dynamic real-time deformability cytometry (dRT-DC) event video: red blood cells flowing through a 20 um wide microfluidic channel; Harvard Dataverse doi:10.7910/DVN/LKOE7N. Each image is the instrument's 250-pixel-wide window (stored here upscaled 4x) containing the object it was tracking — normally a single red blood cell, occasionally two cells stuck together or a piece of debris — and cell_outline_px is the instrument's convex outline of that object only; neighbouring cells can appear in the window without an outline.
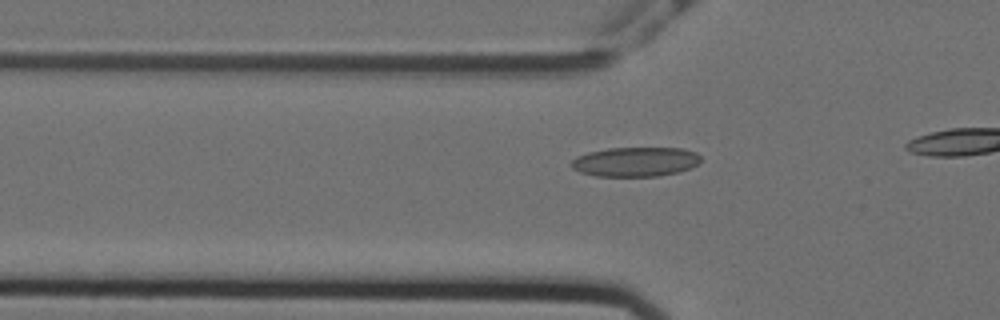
{"species": "Egyptian fruit bat (a non-hibernating species)", "species_latin": "Rousettus aegyptiacus", "temperature_condition": "cold", "stored_images_in_passage": 21, "camera_frame_rate_fps": 3000, "um_per_image_px": 0.085, "animal": {"sex": "female"}, "frame": {"image": 1, "passage_image": 15, "time_ms": 4.667, "image_size_px": [1000, 320], "cell_outline_px": [[700, 160], [696, 164], [688, 168], [676, 172], [660, 176], [596, 176], [580, 172], [572, 168], [568, 164], [576, 156], [588, 152], [608, 148], [680, 148], [696, 152], [700, 156]], "centroid_in_image_um": [53.95, 13.75], "position_along_channel_um": 71.9, "area_um2": 22.2}}